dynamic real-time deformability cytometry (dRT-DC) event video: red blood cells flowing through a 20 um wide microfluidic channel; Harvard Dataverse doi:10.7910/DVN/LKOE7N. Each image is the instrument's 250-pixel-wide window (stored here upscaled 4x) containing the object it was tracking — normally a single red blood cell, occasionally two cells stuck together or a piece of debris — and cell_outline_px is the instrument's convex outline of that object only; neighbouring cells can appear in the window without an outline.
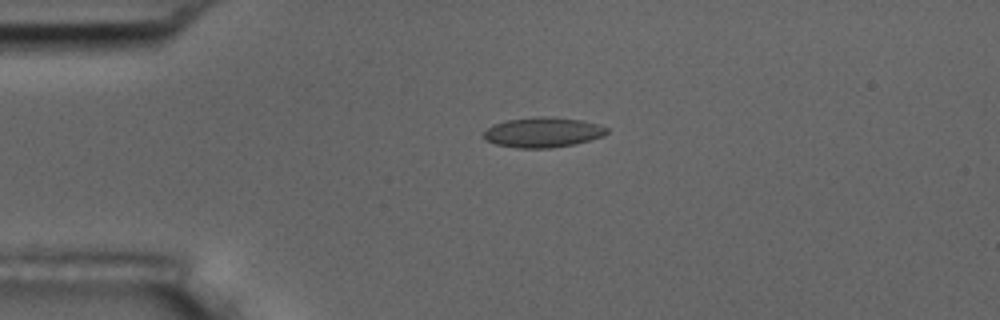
{"species": "common noctule bat (a hibernating species)", "species_latin": "Nyctalus noctula", "temperature_condition": "room temperature", "stored_images_in_passage": 6, "camera_frame_rate_fps": 3000, "um_per_image_px": 0.085, "animal": {"sex": "male", "body_mass_g": 17.5, "forearm_length_mm": 52.3}, "frame": {"image": 1, "passage_image": 4, "time_ms": 3.333, "image_size_px": [1000, 320], "cell_outline_px": [[608, 132], [604, 136], [576, 144], [552, 148], [516, 148], [496, 144], [488, 140], [484, 136], [484, 132], [492, 124], [508, 120], [540, 116], [544, 116], [584, 120], [608, 128]], "centroid_in_image_um": [46.18, 11.25], "position_along_channel_um": 38.8, "area_um2": 21.56}}